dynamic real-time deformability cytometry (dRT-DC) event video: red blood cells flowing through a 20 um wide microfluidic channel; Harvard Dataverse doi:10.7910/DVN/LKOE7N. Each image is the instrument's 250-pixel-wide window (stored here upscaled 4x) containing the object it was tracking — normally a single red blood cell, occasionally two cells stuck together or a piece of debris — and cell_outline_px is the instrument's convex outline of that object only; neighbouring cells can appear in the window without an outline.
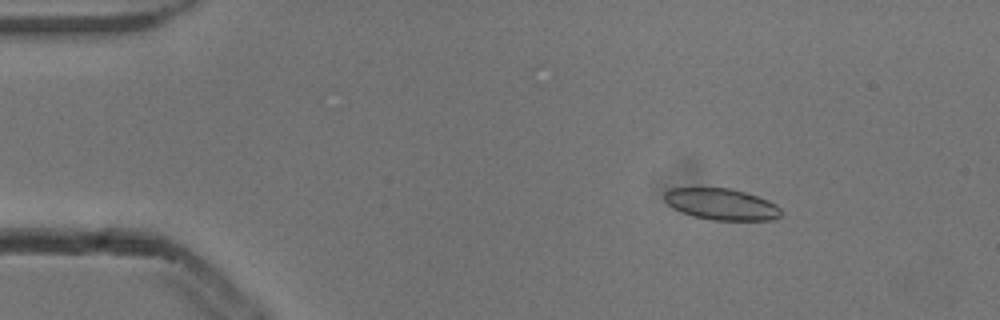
{"species": "common noctule bat (a hibernating species)", "species_latin": "Nyctalus noctula", "temperature_condition": "cold", "stored_images_in_passage": 6, "camera_frame_rate_fps": 3000, "um_per_image_px": 0.085, "animal": {"sex": "male", "body_mass_g": 13.3}, "frame": {"image": 1, "passage_image": 3, "time_ms": 0.667, "image_size_px": [1000, 320], "cell_outline_px": [[780, 216], [772, 220], [712, 220], [692, 216], [672, 208], [664, 200], [664, 192], [672, 188], [732, 188], [768, 200], [776, 204], [780, 208]], "centroid_in_image_um": [61.3, 17.36], "position_along_channel_um": 23.7, "area_um2": 21.33}}
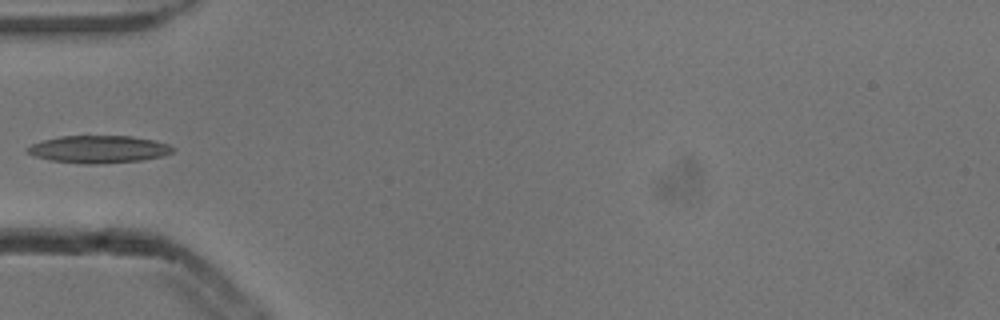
{"frame": {"image": 2, "passage_image": 5, "time_ms": 1.333, "image_size_px": [1000, 320], "cell_outline_px": [[176, 148], [172, 152], [164, 156], [144, 160], [92, 164], [84, 164], [52, 160], [36, 156], [24, 152], [32, 144], [44, 140], [60, 136], [132, 136], [152, 140], [168, 144]], "centroid_in_image_um": [8.42, 12.68], "position_along_channel_um": 76.6, "area_um2": 23.12}}
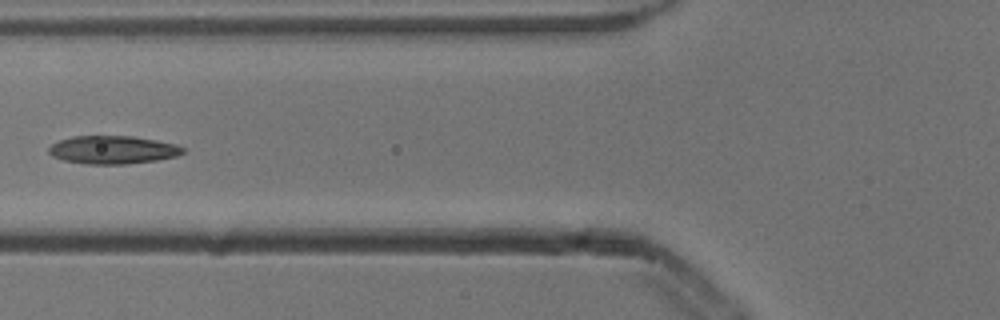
{"frame": {"image": 3, "passage_image": 6, "time_ms": 1.667, "image_size_px": [1000, 320], "cell_outline_px": [[184, 152], [176, 156], [156, 160], [128, 164], [84, 164], [64, 160], [52, 156], [48, 152], [48, 148], [52, 144], [60, 140], [72, 136], [132, 136], [156, 140], [176, 144], [184, 148]], "centroid_in_image_um": [9.57, 12.73], "position_along_channel_um": 116.2, "area_um2": 21.96}}